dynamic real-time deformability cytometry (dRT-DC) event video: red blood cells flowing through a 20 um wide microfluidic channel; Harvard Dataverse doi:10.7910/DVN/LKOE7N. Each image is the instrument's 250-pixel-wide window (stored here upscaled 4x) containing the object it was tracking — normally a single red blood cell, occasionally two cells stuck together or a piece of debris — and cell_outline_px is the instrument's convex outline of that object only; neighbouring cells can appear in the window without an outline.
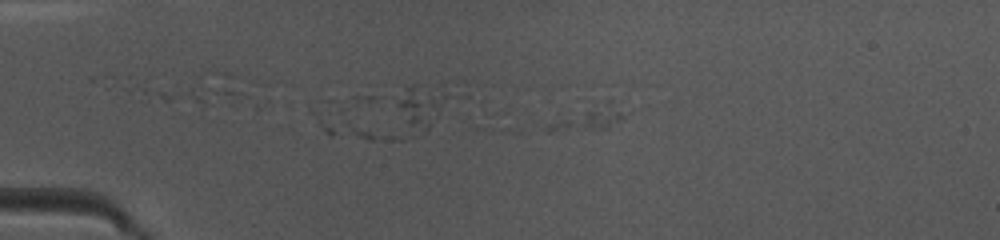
{"species": "common noctule bat (a hibernating species)", "species_latin": "Nyctalus noctula", "temperature_condition": "warm", "stored_images_in_passage": 2, "camera_frame_rate_fps": 3000, "um_per_image_px": 0.085, "animal": {"sex": "female", "body_mass_g": 10.0, "forearm_length_mm": 53.1}, "frame": {"image": 1, "passage_image": 2, "time_ms": 0.333, "image_size_px": [1000, 240], "cell_outline_px": [[624, 116], [620, 120], [608, 128], [552, 132], [548, 128], [548, 124], [608, 96], [612, 100]], "centroid_in_image_um": [50.11, 9.98], "position_along_channel_um": 34.9, "area_um2": 10.64}}